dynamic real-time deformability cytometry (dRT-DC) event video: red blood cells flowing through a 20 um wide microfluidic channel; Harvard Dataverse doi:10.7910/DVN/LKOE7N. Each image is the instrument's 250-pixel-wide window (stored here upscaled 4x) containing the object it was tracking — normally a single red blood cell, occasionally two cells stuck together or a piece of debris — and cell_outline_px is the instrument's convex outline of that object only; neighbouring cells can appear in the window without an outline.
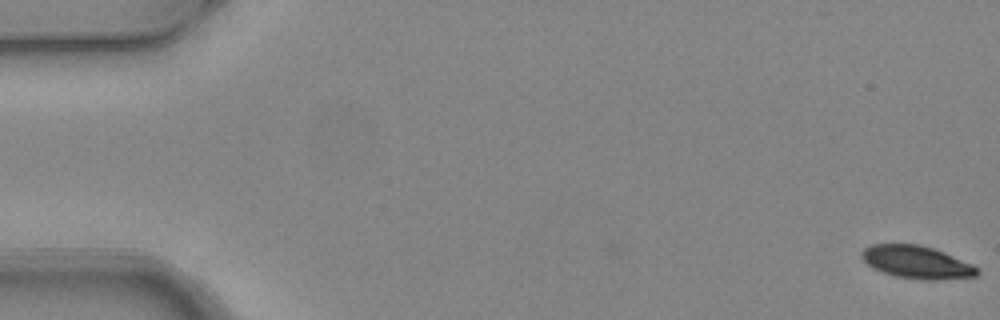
{"species": "common noctule bat (a hibernating species)", "species_latin": "Nyctalus noctula", "temperature_condition": "warm", "stored_images_in_passage": 6, "camera_frame_rate_fps": 3000, "um_per_image_px": 0.085, "animal": {"sex": "female", "body_mass_g": 24.6, "forearm_length_mm": 56.2}, "frame": {"image": 1, "passage_image": 1, "time_ms": 0.0, "image_size_px": [1000, 320], "cell_outline_px": [[980, 272], [976, 276], [936, 280], [924, 280], [896, 276], [872, 268], [860, 256], [860, 252], [864, 248], [872, 244], [920, 244], [944, 252], [972, 264]], "centroid_in_image_um": [77.9, 22.28], "position_along_channel_um": 7.1, "area_um2": 21.91}}
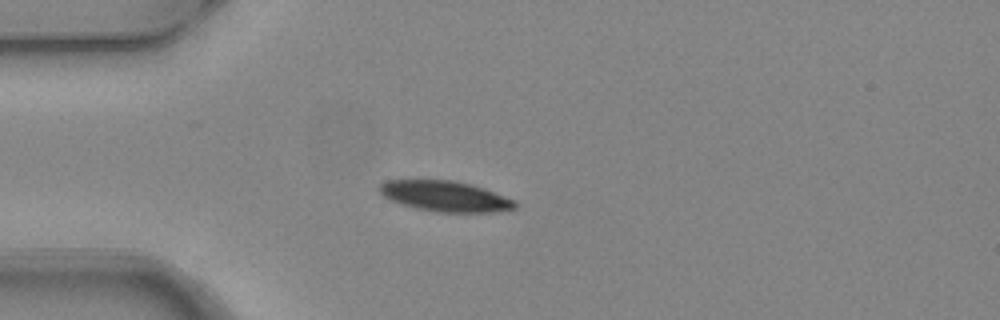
{"frame": {"image": 2, "passage_image": 5, "time_ms": 1.333, "image_size_px": [1000, 320], "cell_outline_px": [[516, 208], [496, 212], [440, 212], [416, 208], [392, 200], [384, 196], [380, 192], [380, 184], [384, 180], [452, 180], [484, 188], [516, 200]], "centroid_in_image_um": [37.87, 16.68], "position_along_channel_um": 47.1, "area_um2": 23.87}}